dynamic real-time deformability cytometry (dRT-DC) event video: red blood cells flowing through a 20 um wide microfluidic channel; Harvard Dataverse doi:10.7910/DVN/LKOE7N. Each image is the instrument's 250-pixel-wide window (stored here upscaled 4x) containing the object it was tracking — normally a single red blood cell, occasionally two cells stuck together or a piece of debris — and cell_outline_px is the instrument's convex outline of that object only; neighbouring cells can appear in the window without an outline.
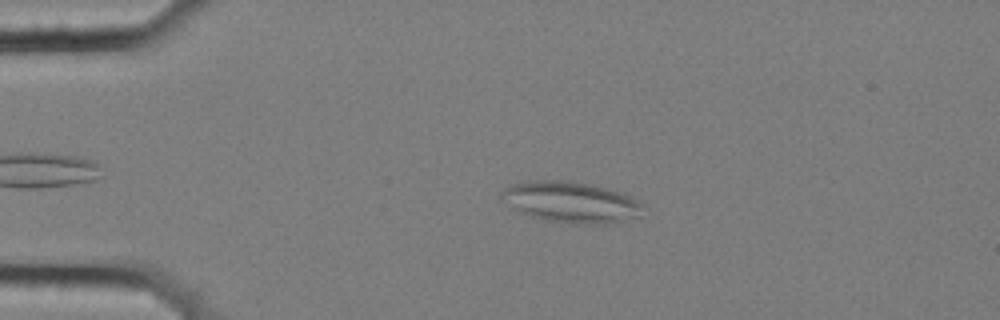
{"species": "common noctule bat (a hibernating species)", "species_latin": "Nyctalus noctula", "temperature_condition": "cold", "stored_images_in_passage": 56, "camera_frame_rate_fps": 3000, "um_per_image_px": 0.085, "animal": {"sex": "female", "body_mass_g": 25.1}, "frame": {"image": 1, "passage_image": 12, "time_ms": 3.667, "image_size_px": [1000, 320], "cell_outline_px": [[644, 204], [640, 216], [608, 224], [576, 224], [544, 220], [520, 212], [512, 208], [500, 200], [500, 192], [508, 184], [528, 180], [568, 180], [588, 184], [620, 192]], "centroid_in_image_um": [48.46, 17.17], "position_along_channel_um": 36.5, "area_um2": 34.04}}
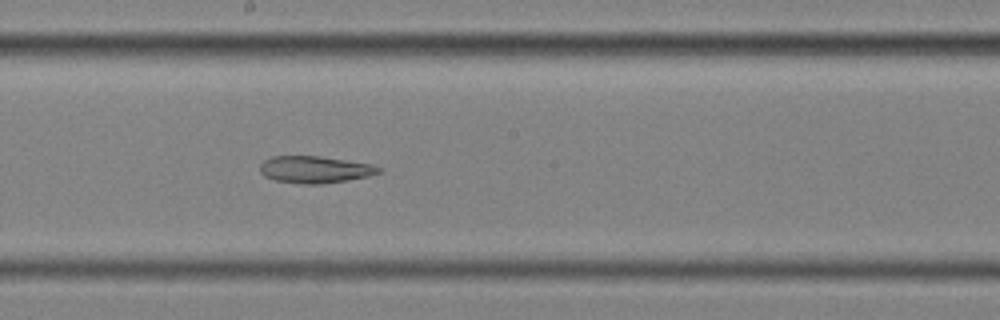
{"frame": {"image": 2, "passage_image": 31, "time_ms": 10.0, "image_size_px": [1000, 320], "cell_outline_px": [[384, 172], [368, 176], [348, 180], [320, 184], [304, 184], [276, 180], [264, 176], [260, 172], [260, 164], [264, 160], [272, 156], [320, 156], [372, 164], [384, 168]], "centroid_in_image_um": [26.81, 14.4], "position_along_channel_um": 221.4, "area_um2": 18.79}}
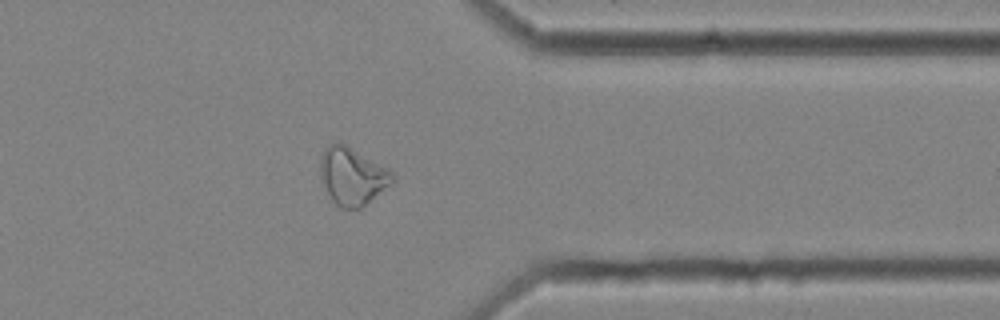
{"frame": {"image": 3, "passage_image": 45, "time_ms": 14.667, "image_size_px": [1000, 320], "cell_outline_px": [[396, 176], [388, 184], [360, 208], [340, 208], [332, 200], [320, 180], [320, 160], [328, 144], [344, 144], [388, 168]], "centroid_in_image_um": [29.9, 14.98], "position_along_channel_um": 381.5, "area_um2": 23.41}}